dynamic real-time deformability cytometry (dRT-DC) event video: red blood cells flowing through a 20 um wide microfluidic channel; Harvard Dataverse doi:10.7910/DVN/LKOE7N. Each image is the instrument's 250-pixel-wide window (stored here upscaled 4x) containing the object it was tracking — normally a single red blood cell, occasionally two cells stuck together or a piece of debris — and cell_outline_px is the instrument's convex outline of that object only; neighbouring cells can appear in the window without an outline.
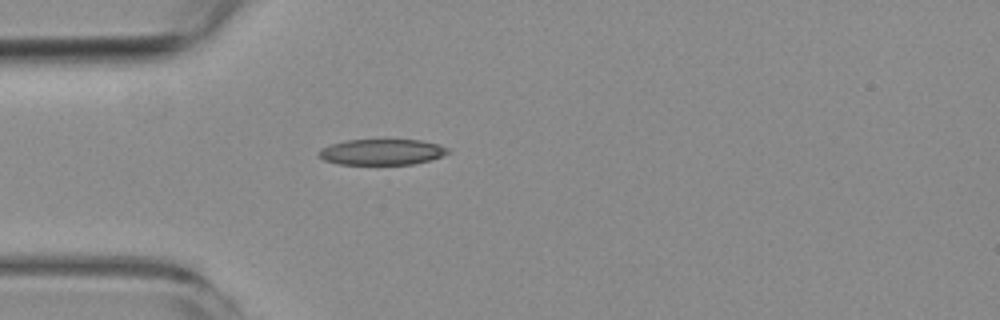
{"species": "common noctule bat (a hibernating species)", "species_latin": "Nyctalus noctula", "temperature_condition": "room temperature", "stored_images_in_passage": 4, "camera_frame_rate_fps": 3000, "um_per_image_px": 0.085, "animal": {"sex": "female", "body_mass_g": 19.3, "forearm_length_mm": 54.1}, "frame": {"image": 1, "passage_image": 4, "time_ms": 4.333, "image_size_px": [1000, 320], "cell_outline_px": [[452, 152], [428, 160], [412, 164], [340, 164], [324, 160], [316, 152], [320, 148], [344, 140], [420, 140], [440, 144], [448, 148]], "centroid_in_image_um": [32.45, 12.91], "position_along_channel_um": 52.5, "area_um2": 19.36}}